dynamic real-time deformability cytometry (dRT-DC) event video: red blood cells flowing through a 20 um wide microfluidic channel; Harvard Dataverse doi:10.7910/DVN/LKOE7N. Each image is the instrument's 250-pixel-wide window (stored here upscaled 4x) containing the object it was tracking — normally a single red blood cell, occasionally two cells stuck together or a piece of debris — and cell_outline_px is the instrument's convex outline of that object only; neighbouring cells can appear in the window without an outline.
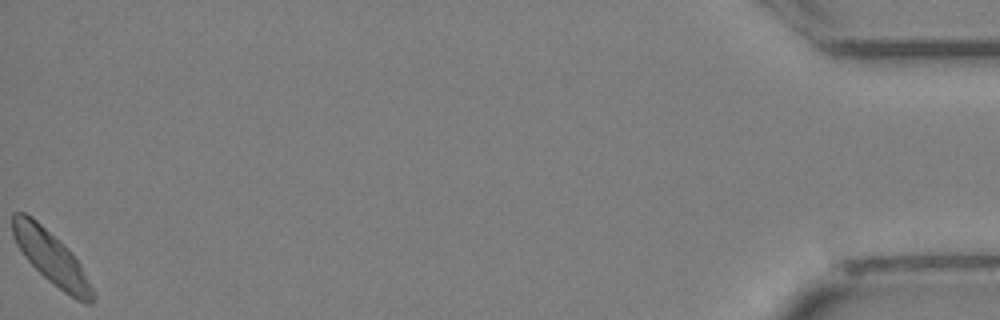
{"species": "Egyptian fruit bat (a non-hibernating species)", "species_latin": "Rousettus aegyptiacus", "temperature_condition": "cold", "stored_images_in_passage": 31, "camera_frame_rate_fps": 3000, "um_per_image_px": 0.085, "animal": {"sex": "female"}, "frame": {"image": 1, "passage_image": 31, "time_ms": 10.0, "image_size_px": [1000, 320], "cell_outline_px": [[96, 300], [92, 304], [84, 304], [76, 300], [64, 292], [48, 280], [24, 256], [16, 244], [12, 236], [12, 212], [24, 212], [32, 216], [64, 244], [80, 264], [96, 296]], "centroid_in_image_um": [4.35, 21.9], "position_along_channel_um": 430.8, "area_um2": 24.68}}